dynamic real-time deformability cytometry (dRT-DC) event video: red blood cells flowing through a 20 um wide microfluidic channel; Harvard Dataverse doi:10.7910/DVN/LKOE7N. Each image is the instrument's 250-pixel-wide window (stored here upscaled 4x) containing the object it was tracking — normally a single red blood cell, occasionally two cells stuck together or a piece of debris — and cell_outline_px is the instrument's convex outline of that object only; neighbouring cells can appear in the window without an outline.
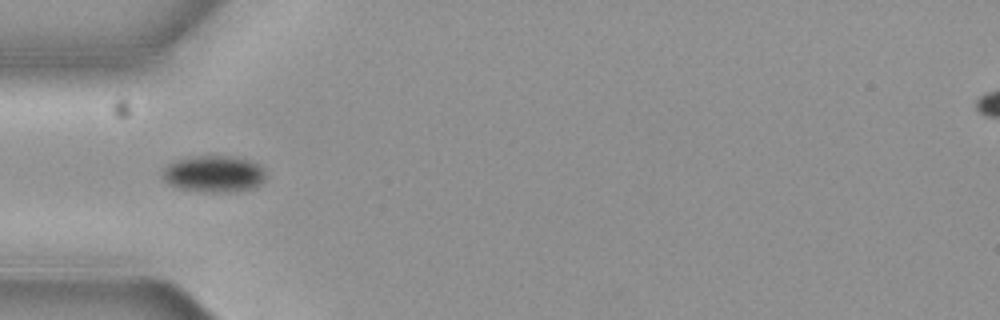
{"species": "common noctule bat (a hibernating species)", "species_latin": "Nyctalus noctula", "temperature_condition": "cold", "stored_images_in_passage": 10, "camera_frame_rate_fps": 3000, "um_per_image_px": 0.085, "animal": {"sex": "female", "body_mass_g": 19.3, "forearm_length_mm": 54.1}, "frame": {"image": 1, "passage_image": 5, "time_ms": 1.333, "image_size_px": [1000, 320], "cell_outline_px": [[268, 176], [260, 184], [252, 188], [228, 192], [200, 192], [176, 188], [168, 184], [160, 176], [164, 168], [172, 160], [196, 156], [232, 156], [248, 160], [260, 164], [264, 168]], "centroid_in_image_um": [18.16, 14.78], "position_along_channel_um": 66.8, "area_um2": 22.54}}
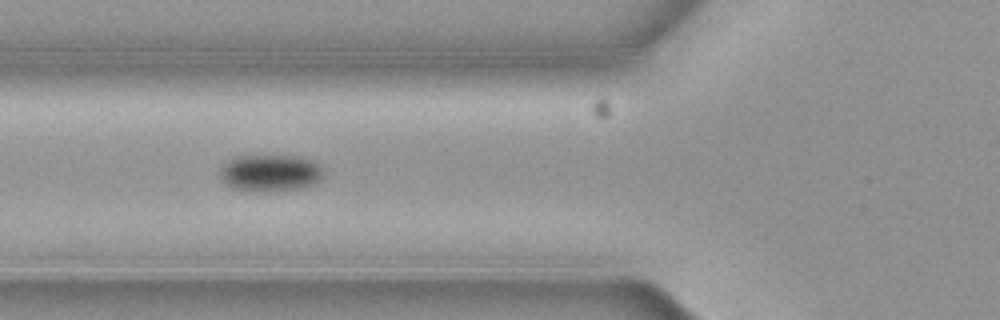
{"frame": {"image": 2, "passage_image": 6, "time_ms": 1.667, "image_size_px": [1000, 320], "cell_outline_px": [[324, 172], [320, 180], [312, 184], [300, 188], [280, 192], [252, 192], [232, 188], [224, 184], [220, 176], [220, 168], [224, 164], [236, 156], [264, 152], [296, 156], [312, 160], [320, 164], [324, 168]], "centroid_in_image_um": [22.96, 14.67], "position_along_channel_um": 102.8, "area_um2": 23.58}}
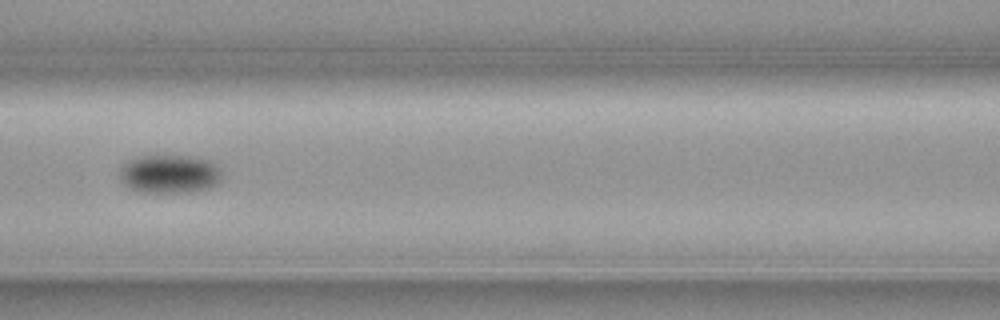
{"frame": {"image": 3, "passage_image": 7, "time_ms": 2.0, "image_size_px": [1000, 320], "cell_outline_px": [[220, 180], [216, 184], [208, 188], [192, 192], [140, 192], [128, 188], [120, 180], [120, 168], [128, 160], [140, 156], [188, 156], [208, 160], [216, 164], [220, 172]], "centroid_in_image_um": [14.37, 14.79], "position_along_channel_um": 152.2, "area_um2": 22.89}}